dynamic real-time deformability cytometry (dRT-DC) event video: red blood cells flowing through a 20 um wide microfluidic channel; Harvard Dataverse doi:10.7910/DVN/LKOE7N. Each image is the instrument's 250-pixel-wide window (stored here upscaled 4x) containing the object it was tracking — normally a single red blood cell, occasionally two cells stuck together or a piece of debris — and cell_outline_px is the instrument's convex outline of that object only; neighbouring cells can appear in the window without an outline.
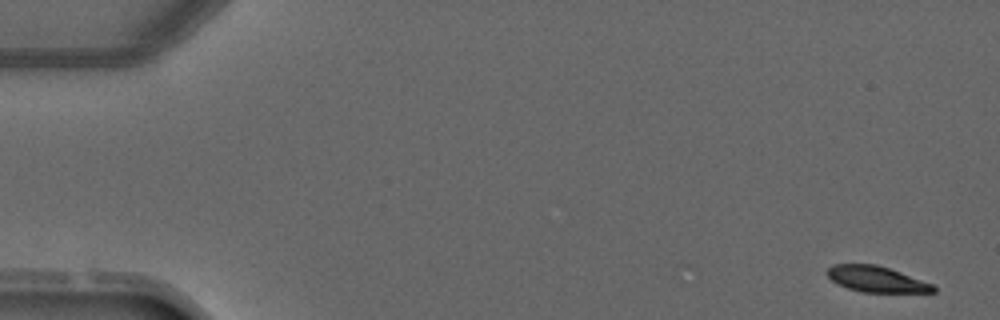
{"species": "common noctule bat (a hibernating species)", "species_latin": "Nyctalus noctula", "temperature_condition": "warm", "stored_images_in_passage": 5, "camera_frame_rate_fps": 3000, "um_per_image_px": 0.085, "animal": {"sex": "male", "forearm_length_mm": 52.5}, "frame": {"image": 1, "passage_image": 1, "time_ms": 0.0, "image_size_px": [1000, 320], "cell_outline_px": [[936, 292], [864, 292], [848, 288], [836, 284], [824, 272], [832, 264], [876, 264], [900, 272], [932, 284], [936, 288]], "centroid_in_image_um": [74.45, 23.72], "position_along_channel_um": 10.6, "area_um2": 15.9}}